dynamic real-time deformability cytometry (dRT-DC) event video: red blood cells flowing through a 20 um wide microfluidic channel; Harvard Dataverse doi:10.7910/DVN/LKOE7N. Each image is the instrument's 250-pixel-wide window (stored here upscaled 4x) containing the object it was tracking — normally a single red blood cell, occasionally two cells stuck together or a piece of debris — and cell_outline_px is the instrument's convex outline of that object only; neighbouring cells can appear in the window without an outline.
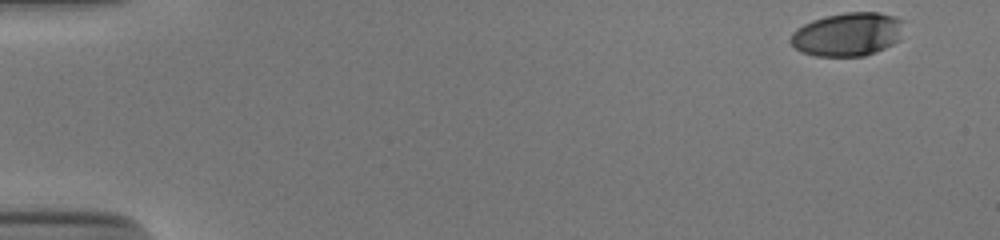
{"species": "human", "species_latin": "Homo sapiens", "temperature_condition": "cold", "stored_images_in_passage": 44, "camera_frame_rate_fps": 3000, "um_per_image_px": 0.085, "donor": {"sex": "male"}, "frame": {"image": 1, "passage_image": 1, "time_ms": 0.0, "image_size_px": [1000, 240], "cell_outline_px": [[908, 20], [900, 40], [876, 52], [864, 56], [816, 56], [800, 52], [788, 40], [792, 32], [796, 28], [812, 20], [824, 16], [848, 12], [880, 12]], "centroid_in_image_um": [72.1, 2.9], "position_along_channel_um": 12.9, "area_um2": 29.36}}
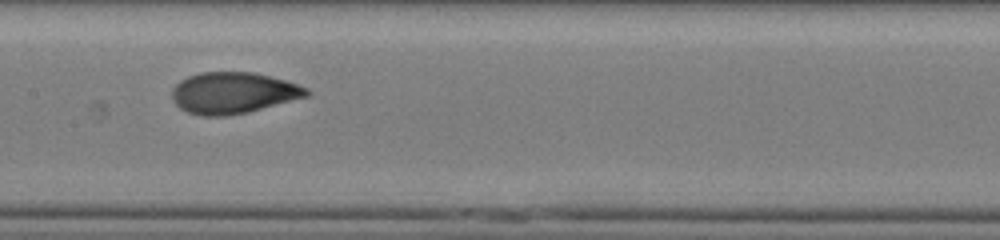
{"frame": {"image": 2, "passage_image": 26, "time_ms": 8.333, "image_size_px": [1000, 240], "cell_outline_px": [[312, 92], [308, 96], [248, 112], [224, 116], [200, 116], [188, 112], [180, 108], [172, 100], [172, 88], [180, 80], [188, 76], [200, 72], [252, 72], [284, 80], [308, 88]], "centroid_in_image_um": [19.8, 7.9], "position_along_channel_um": 187.6, "area_um2": 32.37}}
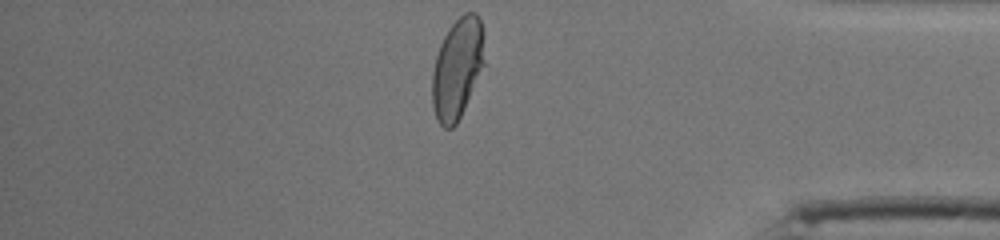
{"frame": {"image": 3, "passage_image": 44, "time_ms": 14.333, "image_size_px": [1000, 240], "cell_outline_px": [[484, 64], [464, 108], [456, 124], [452, 128], [444, 128], [436, 120], [432, 104], [432, 72], [436, 56], [440, 44], [448, 28], [464, 12], [476, 12], [480, 16], [484, 32]], "centroid_in_image_um": [38.87, 5.77], "position_along_channel_um": 396.3, "area_um2": 30.75}, "authors_computed_cell_mechanics": {"area_um2": 31.5877, "velocity_mm_per_s": 3.8799, "shape_relaxation_time_tau1_ms": 4.4694, "shape_relaxation_time_tau2_ms": 0.8162, "deformation_change_tau1": 0.2015, "deformation_change_tau2": 0.0503}}